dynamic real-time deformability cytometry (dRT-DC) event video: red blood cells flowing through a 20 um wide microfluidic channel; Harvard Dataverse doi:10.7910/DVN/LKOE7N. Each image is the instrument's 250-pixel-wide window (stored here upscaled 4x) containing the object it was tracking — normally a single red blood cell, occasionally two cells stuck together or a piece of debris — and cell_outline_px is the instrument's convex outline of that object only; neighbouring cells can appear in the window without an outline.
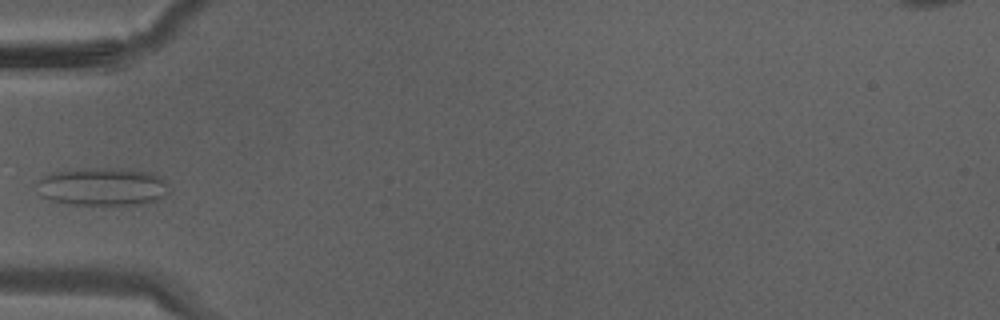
{"species": "Egyptian fruit bat (a non-hibernating species)", "species_latin": "Rousettus aegyptiacus", "temperature_condition": "warm", "stored_images_in_passage": 16, "camera_frame_rate_fps": 3000, "um_per_image_px": 0.085, "animal": {"sex": "male"}, "frame": {"image": 1, "passage_image": 1, "time_ms": 0.0, "image_size_px": [1000, 320], "cell_outline_px": [[168, 192], [164, 196], [144, 204], [72, 204], [48, 200], [40, 196], [40, 180], [44, 176], [52, 172], [108, 168], [116, 168], [152, 172], [164, 180]], "centroid_in_image_um": [8.73, 15.87], "position_along_channel_um": 76.3, "area_um2": 28.55}}
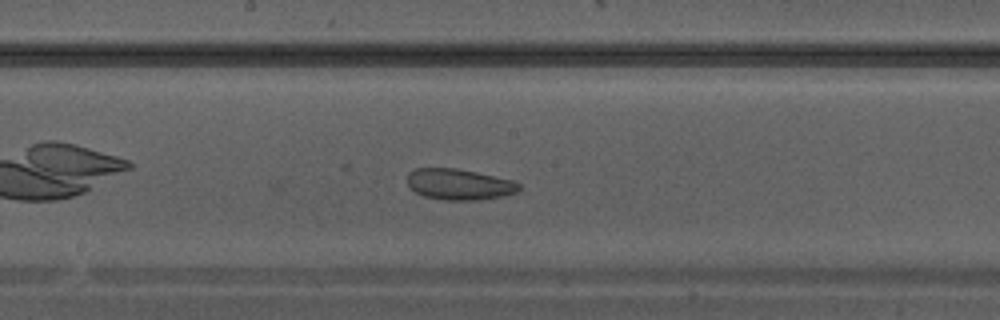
{"frame": {"image": 2, "passage_image": 8, "time_ms": 2.333, "image_size_px": [1000, 320], "cell_outline_px": [[520, 192], [500, 196], [476, 200], [444, 200], [424, 196], [416, 192], [408, 184], [408, 172], [416, 168], [456, 168], [476, 172], [512, 180], [520, 184]], "centroid_in_image_um": [39.04, 15.66], "position_along_channel_um": 209.2, "area_um2": 20.06}}